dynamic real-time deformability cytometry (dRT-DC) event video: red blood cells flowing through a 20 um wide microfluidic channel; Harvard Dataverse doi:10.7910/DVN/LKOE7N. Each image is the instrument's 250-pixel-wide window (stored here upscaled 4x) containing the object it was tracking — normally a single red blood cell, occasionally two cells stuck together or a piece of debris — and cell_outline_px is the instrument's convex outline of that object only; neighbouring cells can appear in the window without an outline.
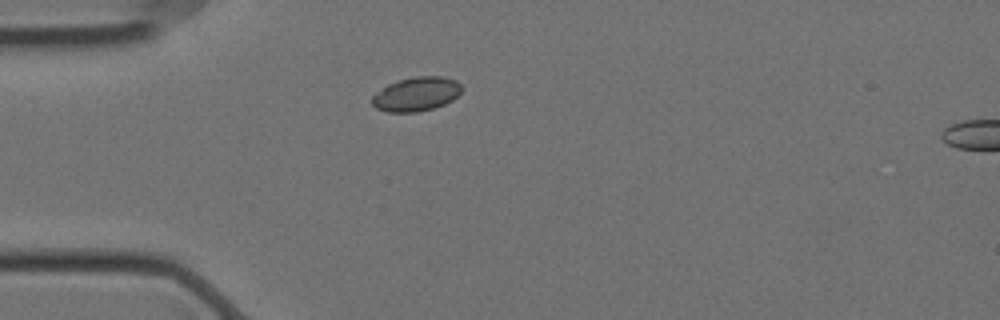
{"species": "Egyptian fruit bat (a non-hibernating species)", "species_latin": "Rousettus aegyptiacus", "temperature_condition": "cold", "stored_images_in_passage": 43, "camera_frame_rate_fps": 3000, "um_per_image_px": 0.085, "animal": {"sex": "female"}, "frame": {"image": 1, "passage_image": 1, "time_ms": 0.0, "image_size_px": [1000, 320], "cell_outline_px": [[464, 88], [452, 100], [444, 104], [432, 108], [416, 112], [388, 112], [376, 108], [372, 104], [372, 96], [376, 92], [388, 84], [400, 80], [416, 76], [444, 76], [456, 80]], "centroid_in_image_um": [35.39, 7.99], "position_along_channel_um": 49.6, "area_um2": 17.74}}
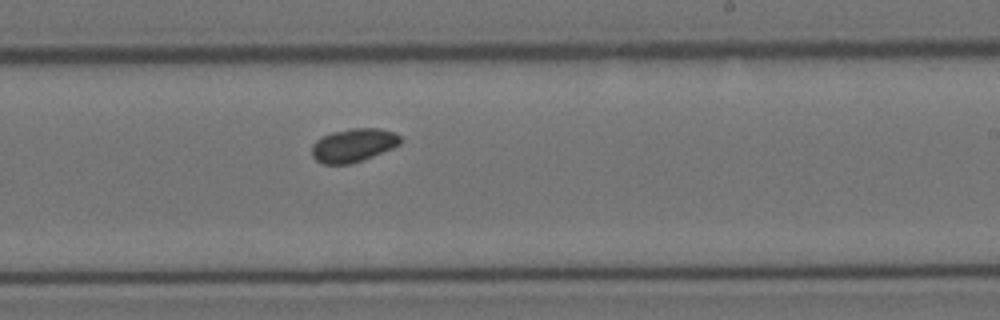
{"frame": {"image": 2, "passage_image": 20, "time_ms": 6.333, "image_size_px": [1000, 320], "cell_outline_px": [[400, 144], [392, 148], [352, 164], [324, 164], [316, 160], [312, 156], [312, 144], [316, 140], [332, 132], [348, 128], [380, 128], [396, 132], [400, 136]], "centroid_in_image_um": [30.04, 12.33], "position_along_channel_um": 259.0, "area_um2": 17.28}}
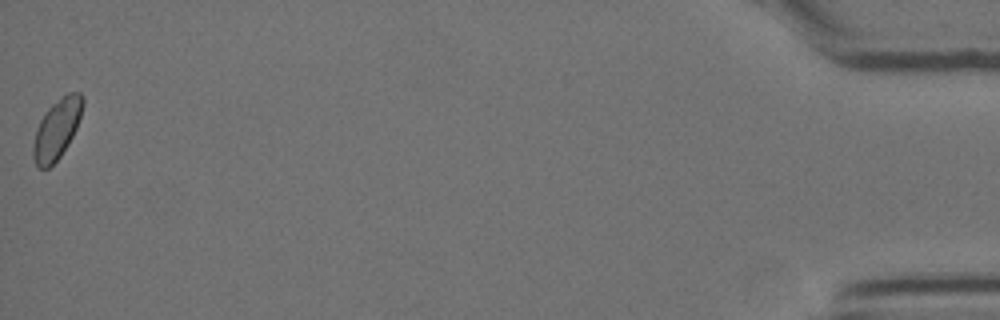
{"frame": {"image": 3, "passage_image": 43, "time_ms": 14.0, "image_size_px": [1000, 320], "cell_outline_px": [[84, 104], [76, 128], [72, 136], [60, 156], [48, 168], [36, 168], [32, 156], [32, 148], [36, 128], [44, 112], [60, 96], [68, 92], [80, 92], [84, 96]], "centroid_in_image_um": [4.81, 10.94], "position_along_channel_um": 430.4, "area_um2": 17.4}}